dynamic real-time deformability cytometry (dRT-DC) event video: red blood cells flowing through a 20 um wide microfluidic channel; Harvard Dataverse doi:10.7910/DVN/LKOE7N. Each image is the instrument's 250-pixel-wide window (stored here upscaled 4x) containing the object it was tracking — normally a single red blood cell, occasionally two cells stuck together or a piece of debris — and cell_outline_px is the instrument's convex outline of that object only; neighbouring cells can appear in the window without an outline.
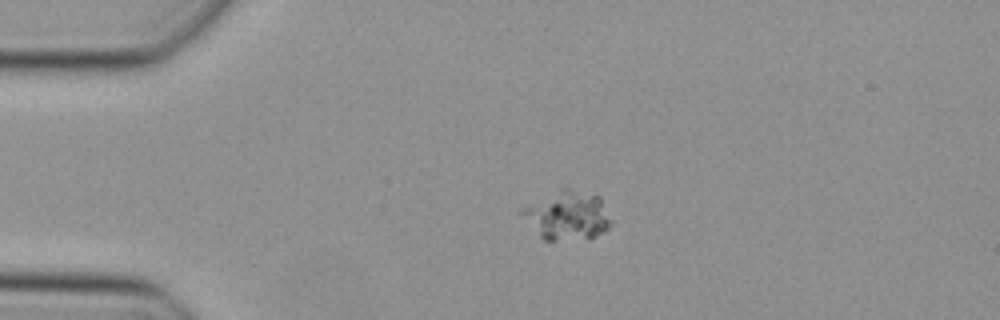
{"species": "Egyptian fruit bat (a non-hibernating species)", "species_latin": "Rousettus aegyptiacus", "temperature_condition": "cold", "stored_images_in_passage": 19, "camera_frame_rate_fps": 3000, "um_per_image_px": 0.085, "animal": {"sex": "female"}, "frame": {"image": 1, "passage_image": 11, "time_ms": 3.333, "image_size_px": [1000, 320], "cell_outline_px": [[612, 224], [604, 232], [588, 240], [544, 240], [516, 212], [520, 208], [560, 188], [568, 188], [600, 196], [612, 220]], "centroid_in_image_um": [48.21, 18.32], "position_along_channel_um": 36.8, "area_um2": 25.89}}
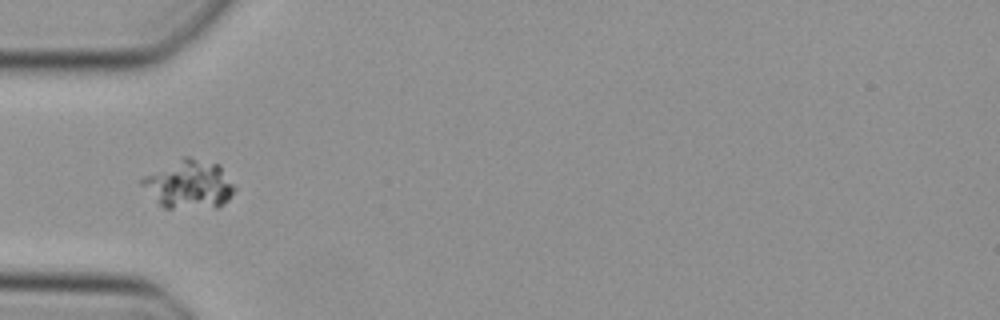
{"frame": {"image": 2, "passage_image": 16, "time_ms": 5.0, "image_size_px": [1000, 320], "cell_outline_px": [[236, 188], [232, 196], [228, 200], [216, 208], [164, 208], [140, 184], [140, 180], [144, 176], [184, 156], [188, 156], [220, 164]], "centroid_in_image_um": [16.11, 15.67], "position_along_channel_um": 68.9, "area_um2": 26.13}}